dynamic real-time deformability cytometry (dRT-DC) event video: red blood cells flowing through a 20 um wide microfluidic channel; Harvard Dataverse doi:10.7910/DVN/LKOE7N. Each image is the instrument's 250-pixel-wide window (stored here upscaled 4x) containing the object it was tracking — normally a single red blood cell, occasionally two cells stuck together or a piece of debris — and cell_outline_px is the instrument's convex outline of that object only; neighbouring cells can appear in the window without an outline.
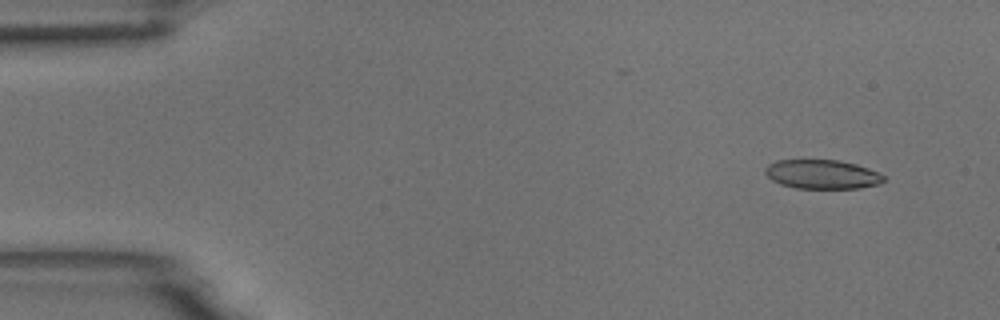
{"species": "common noctule bat (a hibernating species)", "species_latin": "Nyctalus noctula", "temperature_condition": "room temperature", "stored_images_in_passage": 6, "camera_frame_rate_fps": 3000, "um_per_image_px": 0.085, "animal": {"sex": "male", "body_mass_g": 18.8}, "frame": {"image": 1, "passage_image": 2, "time_ms": 0.333, "image_size_px": [1000, 320], "cell_outline_px": [[884, 180], [880, 184], [860, 188], [796, 188], [780, 184], [772, 180], [764, 172], [764, 168], [768, 164], [776, 160], [836, 160], [856, 164], [868, 168], [884, 176]], "centroid_in_image_um": [69.85, 14.81], "position_along_channel_um": 15.1, "area_um2": 20.06}}
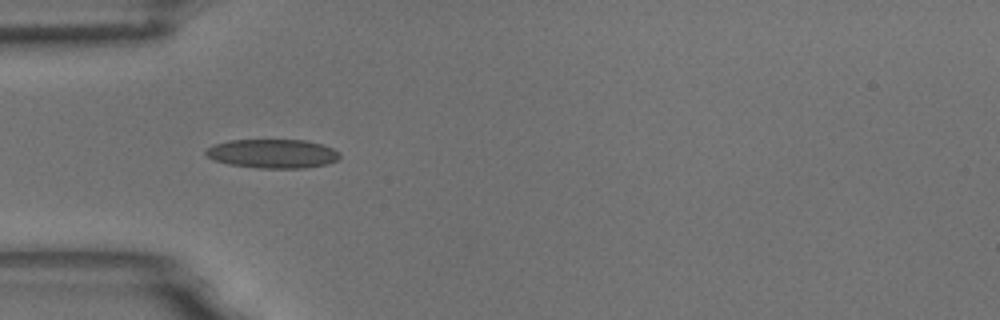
{"frame": {"image": 2, "passage_image": 6, "time_ms": 1.667, "image_size_px": [1000, 320], "cell_outline_px": [[340, 156], [336, 160], [328, 164], [304, 168], [256, 168], [228, 164], [216, 160], [208, 156], [204, 152], [208, 148], [216, 144], [228, 140], [304, 140], [320, 144], [332, 148], [340, 152]], "centroid_in_image_um": [23.19, 13.06], "position_along_channel_um": 61.8, "area_um2": 22.48}}